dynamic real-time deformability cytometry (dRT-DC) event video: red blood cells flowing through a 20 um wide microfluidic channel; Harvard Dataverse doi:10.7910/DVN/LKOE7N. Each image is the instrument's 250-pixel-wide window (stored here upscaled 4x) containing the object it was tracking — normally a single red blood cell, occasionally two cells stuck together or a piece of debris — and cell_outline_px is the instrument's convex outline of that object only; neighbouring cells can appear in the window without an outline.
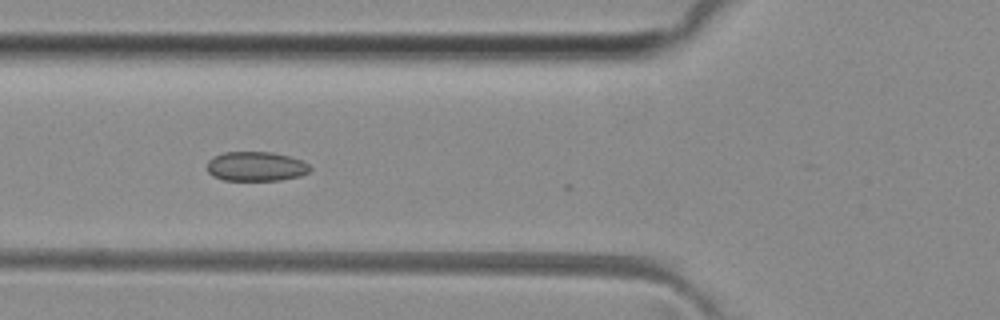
{"species": "common noctule bat (a hibernating species)", "species_latin": "Nyctalus noctula", "temperature_condition": "room temperature", "stored_images_in_passage": 7, "camera_frame_rate_fps": 3000, "um_per_image_px": 0.085, "animal": {"sex": "female", "body_mass_g": 29.2, "forearm_length_mm": 56.3}, "frame": {"image": 1, "passage_image": 5, "time_ms": 4.333, "image_size_px": [1000, 320], "cell_outline_px": [[312, 168], [308, 172], [300, 176], [280, 180], [224, 180], [212, 176], [208, 172], [208, 160], [224, 152], [272, 152], [288, 156], [300, 160], [308, 164]], "centroid_in_image_um": [21.76, 14.15], "position_along_channel_um": 104.0, "area_um2": 17.57}}
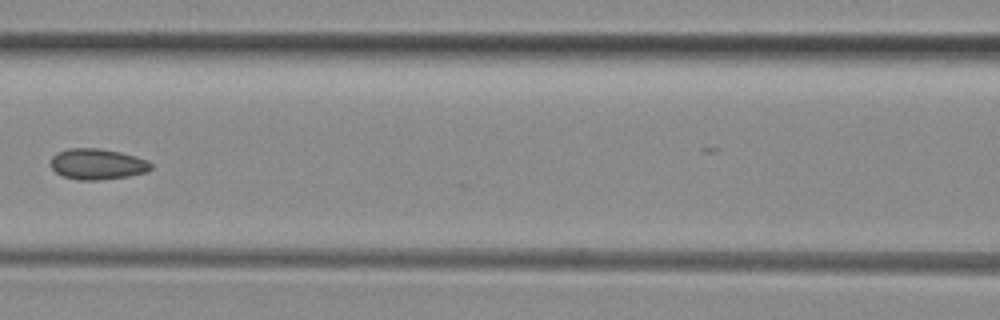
{"frame": {"image": 2, "passage_image": 6, "time_ms": 5.667, "image_size_px": [1000, 320], "cell_outline_px": [[152, 168], [148, 172], [128, 176], [100, 180], [80, 180], [64, 176], [56, 172], [52, 168], [52, 156], [56, 152], [68, 148], [100, 148], [120, 152], [136, 156], [148, 160], [152, 164]], "centroid_in_image_um": [8.31, 13.94], "position_along_channel_um": 158.3, "area_um2": 18.09}}
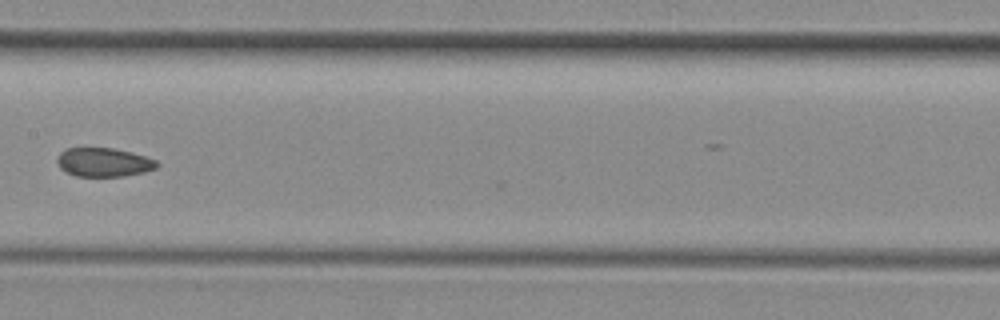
{"frame": {"image": 3, "passage_image": 7, "time_ms": 6.667, "image_size_px": [1000, 320], "cell_outline_px": [[160, 164], [156, 168], [144, 172], [124, 176], [76, 176], [60, 168], [56, 160], [60, 152], [68, 148], [112, 148], [144, 156], [156, 160]], "centroid_in_image_um": [8.81, 13.8], "position_along_channel_um": 198.6, "area_um2": 16.59}}